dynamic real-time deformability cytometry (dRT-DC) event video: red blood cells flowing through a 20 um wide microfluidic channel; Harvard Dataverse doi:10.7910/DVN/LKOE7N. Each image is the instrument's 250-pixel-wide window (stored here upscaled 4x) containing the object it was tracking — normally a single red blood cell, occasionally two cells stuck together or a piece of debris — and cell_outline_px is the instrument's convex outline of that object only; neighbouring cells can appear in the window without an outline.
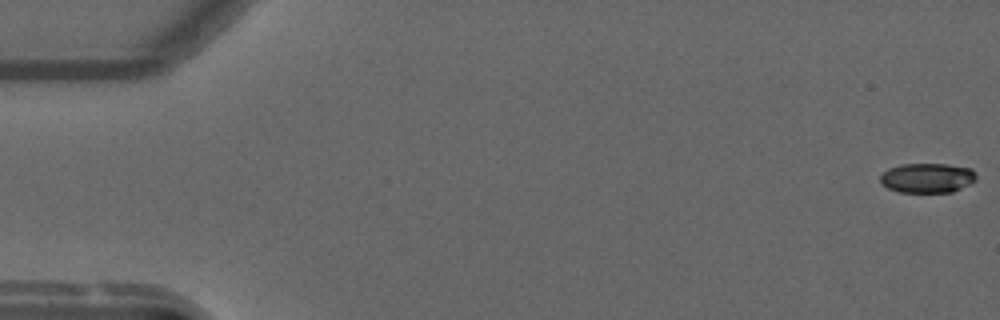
{"species": "common noctule bat (a hibernating species)", "species_latin": "Nyctalus noctula", "temperature_condition": "warm", "stored_images_in_passage": 9, "camera_frame_rate_fps": 3000, "um_per_image_px": 0.085, "animal": {"sex": "male", "forearm_length_mm": 52.5}, "frame": {"image": 1, "passage_image": 1, "time_ms": 0.0, "image_size_px": [1000, 320], "cell_outline_px": [[976, 180], [952, 192], [900, 192], [888, 188], [880, 180], [880, 176], [888, 168], [900, 164], [948, 164], [972, 168], [976, 172]], "centroid_in_image_um": [78.84, 15.11], "position_along_channel_um": 6.2, "area_um2": 16.59}}